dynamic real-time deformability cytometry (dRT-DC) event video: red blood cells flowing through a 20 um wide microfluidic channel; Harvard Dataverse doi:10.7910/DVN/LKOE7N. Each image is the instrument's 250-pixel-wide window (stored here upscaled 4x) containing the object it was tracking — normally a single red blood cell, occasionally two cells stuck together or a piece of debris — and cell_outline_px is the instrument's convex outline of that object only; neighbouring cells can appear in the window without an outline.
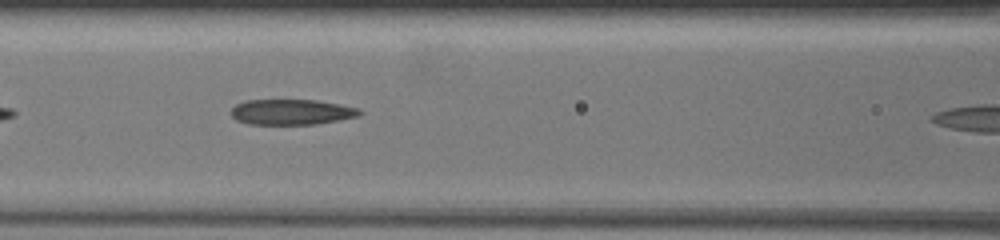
{"species": "common noctule bat (a hibernating species)", "species_latin": "Nyctalus noctula", "temperature_condition": "warm", "stored_images_in_passage": 28, "camera_frame_rate_fps": 3000, "um_per_image_px": 0.085, "animal": {"sex": "female", "body_mass_g": 19.5, "forearm_length_mm": 54.1}, "frame": {"image": 1, "passage_image": 15, "time_ms": 2.333, "image_size_px": [1000, 240], "cell_outline_px": [[360, 112], [356, 116], [340, 120], [316, 124], [248, 124], [236, 120], [232, 116], [232, 108], [236, 104], [244, 100], [316, 100], [356, 108]], "centroid_in_image_um": [24.7, 9.52], "position_along_channel_um": 141.9, "area_um2": 18.79}}